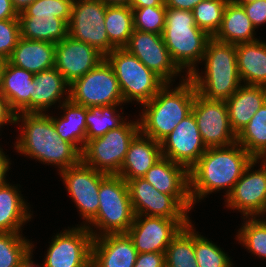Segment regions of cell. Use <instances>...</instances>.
<instances>
[{
	"label": "cell",
	"instance_id": "11",
	"mask_svg": "<svg viewBox=\"0 0 266 267\" xmlns=\"http://www.w3.org/2000/svg\"><path fill=\"white\" fill-rule=\"evenodd\" d=\"M106 7L100 0H74L68 23L71 38L89 44L104 56L115 49L104 23Z\"/></svg>",
	"mask_w": 266,
	"mask_h": 267
},
{
	"label": "cell",
	"instance_id": "53",
	"mask_svg": "<svg viewBox=\"0 0 266 267\" xmlns=\"http://www.w3.org/2000/svg\"><path fill=\"white\" fill-rule=\"evenodd\" d=\"M7 60L0 57V89H1V83H2V75H3V70L6 65Z\"/></svg>",
	"mask_w": 266,
	"mask_h": 267
},
{
	"label": "cell",
	"instance_id": "13",
	"mask_svg": "<svg viewBox=\"0 0 266 267\" xmlns=\"http://www.w3.org/2000/svg\"><path fill=\"white\" fill-rule=\"evenodd\" d=\"M145 217L135 215L127 232L138 253H165L172 239L191 222L189 219Z\"/></svg>",
	"mask_w": 266,
	"mask_h": 267
},
{
	"label": "cell",
	"instance_id": "12",
	"mask_svg": "<svg viewBox=\"0 0 266 267\" xmlns=\"http://www.w3.org/2000/svg\"><path fill=\"white\" fill-rule=\"evenodd\" d=\"M191 112L207 149L230 146L236 142L225 101L208 100L196 93Z\"/></svg>",
	"mask_w": 266,
	"mask_h": 267
},
{
	"label": "cell",
	"instance_id": "16",
	"mask_svg": "<svg viewBox=\"0 0 266 267\" xmlns=\"http://www.w3.org/2000/svg\"><path fill=\"white\" fill-rule=\"evenodd\" d=\"M124 48L167 84L181 71L172 60L162 35L134 29Z\"/></svg>",
	"mask_w": 266,
	"mask_h": 267
},
{
	"label": "cell",
	"instance_id": "15",
	"mask_svg": "<svg viewBox=\"0 0 266 267\" xmlns=\"http://www.w3.org/2000/svg\"><path fill=\"white\" fill-rule=\"evenodd\" d=\"M59 172L82 217L89 222L98 212L100 183L108 175L82 161Z\"/></svg>",
	"mask_w": 266,
	"mask_h": 267
},
{
	"label": "cell",
	"instance_id": "17",
	"mask_svg": "<svg viewBox=\"0 0 266 267\" xmlns=\"http://www.w3.org/2000/svg\"><path fill=\"white\" fill-rule=\"evenodd\" d=\"M162 156L189 170L205 153L196 119L191 112L160 142Z\"/></svg>",
	"mask_w": 266,
	"mask_h": 267
},
{
	"label": "cell",
	"instance_id": "34",
	"mask_svg": "<svg viewBox=\"0 0 266 267\" xmlns=\"http://www.w3.org/2000/svg\"><path fill=\"white\" fill-rule=\"evenodd\" d=\"M236 142L254 159L259 160V157L266 151V103L236 135Z\"/></svg>",
	"mask_w": 266,
	"mask_h": 267
},
{
	"label": "cell",
	"instance_id": "35",
	"mask_svg": "<svg viewBox=\"0 0 266 267\" xmlns=\"http://www.w3.org/2000/svg\"><path fill=\"white\" fill-rule=\"evenodd\" d=\"M116 106L118 105L87 107L86 141L101 137L109 130L118 128L125 122L122 120L123 117L115 114L117 112Z\"/></svg>",
	"mask_w": 266,
	"mask_h": 267
},
{
	"label": "cell",
	"instance_id": "18",
	"mask_svg": "<svg viewBox=\"0 0 266 267\" xmlns=\"http://www.w3.org/2000/svg\"><path fill=\"white\" fill-rule=\"evenodd\" d=\"M257 161L258 159H254L246 167L226 196L227 207L243 212L245 219L266 213V166L262 164L260 170L249 172Z\"/></svg>",
	"mask_w": 266,
	"mask_h": 267
},
{
	"label": "cell",
	"instance_id": "14",
	"mask_svg": "<svg viewBox=\"0 0 266 267\" xmlns=\"http://www.w3.org/2000/svg\"><path fill=\"white\" fill-rule=\"evenodd\" d=\"M55 235L44 267H91L93 236L84 225Z\"/></svg>",
	"mask_w": 266,
	"mask_h": 267
},
{
	"label": "cell",
	"instance_id": "42",
	"mask_svg": "<svg viewBox=\"0 0 266 267\" xmlns=\"http://www.w3.org/2000/svg\"><path fill=\"white\" fill-rule=\"evenodd\" d=\"M20 37L18 19L0 20V57L8 60Z\"/></svg>",
	"mask_w": 266,
	"mask_h": 267
},
{
	"label": "cell",
	"instance_id": "47",
	"mask_svg": "<svg viewBox=\"0 0 266 267\" xmlns=\"http://www.w3.org/2000/svg\"><path fill=\"white\" fill-rule=\"evenodd\" d=\"M18 15L11 0H0V20L18 19Z\"/></svg>",
	"mask_w": 266,
	"mask_h": 267
},
{
	"label": "cell",
	"instance_id": "55",
	"mask_svg": "<svg viewBox=\"0 0 266 267\" xmlns=\"http://www.w3.org/2000/svg\"><path fill=\"white\" fill-rule=\"evenodd\" d=\"M263 158V163L266 166V151L259 157V159ZM265 158V159H264Z\"/></svg>",
	"mask_w": 266,
	"mask_h": 267
},
{
	"label": "cell",
	"instance_id": "29",
	"mask_svg": "<svg viewBox=\"0 0 266 267\" xmlns=\"http://www.w3.org/2000/svg\"><path fill=\"white\" fill-rule=\"evenodd\" d=\"M20 36L28 40L58 43L68 35V24L52 14L18 16Z\"/></svg>",
	"mask_w": 266,
	"mask_h": 267
},
{
	"label": "cell",
	"instance_id": "45",
	"mask_svg": "<svg viewBox=\"0 0 266 267\" xmlns=\"http://www.w3.org/2000/svg\"><path fill=\"white\" fill-rule=\"evenodd\" d=\"M16 113L10 108L8 100L0 93V127L7 123L15 122Z\"/></svg>",
	"mask_w": 266,
	"mask_h": 267
},
{
	"label": "cell",
	"instance_id": "1",
	"mask_svg": "<svg viewBox=\"0 0 266 267\" xmlns=\"http://www.w3.org/2000/svg\"><path fill=\"white\" fill-rule=\"evenodd\" d=\"M253 160L237 142L230 146L207 149L188 170L192 205L196 203V199H202L213 191H219L218 189L226 188L227 196Z\"/></svg>",
	"mask_w": 266,
	"mask_h": 267
},
{
	"label": "cell",
	"instance_id": "36",
	"mask_svg": "<svg viewBox=\"0 0 266 267\" xmlns=\"http://www.w3.org/2000/svg\"><path fill=\"white\" fill-rule=\"evenodd\" d=\"M20 232H0V267H19L32 251Z\"/></svg>",
	"mask_w": 266,
	"mask_h": 267
},
{
	"label": "cell",
	"instance_id": "5",
	"mask_svg": "<svg viewBox=\"0 0 266 267\" xmlns=\"http://www.w3.org/2000/svg\"><path fill=\"white\" fill-rule=\"evenodd\" d=\"M163 41L177 67L188 68V77L203 60L206 45L211 38L195 24L192 11L166 7Z\"/></svg>",
	"mask_w": 266,
	"mask_h": 267
},
{
	"label": "cell",
	"instance_id": "44",
	"mask_svg": "<svg viewBox=\"0 0 266 267\" xmlns=\"http://www.w3.org/2000/svg\"><path fill=\"white\" fill-rule=\"evenodd\" d=\"M165 253H138L134 267H164Z\"/></svg>",
	"mask_w": 266,
	"mask_h": 267
},
{
	"label": "cell",
	"instance_id": "22",
	"mask_svg": "<svg viewBox=\"0 0 266 267\" xmlns=\"http://www.w3.org/2000/svg\"><path fill=\"white\" fill-rule=\"evenodd\" d=\"M35 91L34 74L8 61L3 70L0 93L16 113H30V96Z\"/></svg>",
	"mask_w": 266,
	"mask_h": 267
},
{
	"label": "cell",
	"instance_id": "3",
	"mask_svg": "<svg viewBox=\"0 0 266 267\" xmlns=\"http://www.w3.org/2000/svg\"><path fill=\"white\" fill-rule=\"evenodd\" d=\"M167 85L170 84L166 83L150 101L142 104L146 109L139 122L140 132L158 142L191 113L197 93L188 76L173 91Z\"/></svg>",
	"mask_w": 266,
	"mask_h": 267
},
{
	"label": "cell",
	"instance_id": "27",
	"mask_svg": "<svg viewBox=\"0 0 266 267\" xmlns=\"http://www.w3.org/2000/svg\"><path fill=\"white\" fill-rule=\"evenodd\" d=\"M35 91L30 96V113H42L56 103L70 84L53 67L34 74Z\"/></svg>",
	"mask_w": 266,
	"mask_h": 267
},
{
	"label": "cell",
	"instance_id": "49",
	"mask_svg": "<svg viewBox=\"0 0 266 267\" xmlns=\"http://www.w3.org/2000/svg\"><path fill=\"white\" fill-rule=\"evenodd\" d=\"M9 159L6 158L4 152H0V186L5 185L6 182V173L9 169Z\"/></svg>",
	"mask_w": 266,
	"mask_h": 267
},
{
	"label": "cell",
	"instance_id": "39",
	"mask_svg": "<svg viewBox=\"0 0 266 267\" xmlns=\"http://www.w3.org/2000/svg\"><path fill=\"white\" fill-rule=\"evenodd\" d=\"M194 251L198 267H231L230 258L221 248L195 233Z\"/></svg>",
	"mask_w": 266,
	"mask_h": 267
},
{
	"label": "cell",
	"instance_id": "25",
	"mask_svg": "<svg viewBox=\"0 0 266 267\" xmlns=\"http://www.w3.org/2000/svg\"><path fill=\"white\" fill-rule=\"evenodd\" d=\"M143 178L161 193L189 195L188 170L168 158L161 157Z\"/></svg>",
	"mask_w": 266,
	"mask_h": 267
},
{
	"label": "cell",
	"instance_id": "6",
	"mask_svg": "<svg viewBox=\"0 0 266 267\" xmlns=\"http://www.w3.org/2000/svg\"><path fill=\"white\" fill-rule=\"evenodd\" d=\"M118 80L124 103L150 101L166 84L125 48H115L105 56Z\"/></svg>",
	"mask_w": 266,
	"mask_h": 267
},
{
	"label": "cell",
	"instance_id": "23",
	"mask_svg": "<svg viewBox=\"0 0 266 267\" xmlns=\"http://www.w3.org/2000/svg\"><path fill=\"white\" fill-rule=\"evenodd\" d=\"M229 122L237 135L266 103V87L243 85L225 100Z\"/></svg>",
	"mask_w": 266,
	"mask_h": 267
},
{
	"label": "cell",
	"instance_id": "21",
	"mask_svg": "<svg viewBox=\"0 0 266 267\" xmlns=\"http://www.w3.org/2000/svg\"><path fill=\"white\" fill-rule=\"evenodd\" d=\"M161 157L163 156L160 142L140 132L130 142L118 176L122 177L126 182L134 178L143 177Z\"/></svg>",
	"mask_w": 266,
	"mask_h": 267
},
{
	"label": "cell",
	"instance_id": "40",
	"mask_svg": "<svg viewBox=\"0 0 266 267\" xmlns=\"http://www.w3.org/2000/svg\"><path fill=\"white\" fill-rule=\"evenodd\" d=\"M133 10L134 29L162 35L166 21V6L131 8Z\"/></svg>",
	"mask_w": 266,
	"mask_h": 267
},
{
	"label": "cell",
	"instance_id": "19",
	"mask_svg": "<svg viewBox=\"0 0 266 267\" xmlns=\"http://www.w3.org/2000/svg\"><path fill=\"white\" fill-rule=\"evenodd\" d=\"M104 59L105 56L94 47L67 35L56 43L54 67L71 84Z\"/></svg>",
	"mask_w": 266,
	"mask_h": 267
},
{
	"label": "cell",
	"instance_id": "31",
	"mask_svg": "<svg viewBox=\"0 0 266 267\" xmlns=\"http://www.w3.org/2000/svg\"><path fill=\"white\" fill-rule=\"evenodd\" d=\"M20 195L16 186H0V232H20L23 223L31 218Z\"/></svg>",
	"mask_w": 266,
	"mask_h": 267
},
{
	"label": "cell",
	"instance_id": "52",
	"mask_svg": "<svg viewBox=\"0 0 266 267\" xmlns=\"http://www.w3.org/2000/svg\"><path fill=\"white\" fill-rule=\"evenodd\" d=\"M32 253L28 255V257L21 263L19 267H35V264H33V261L31 260L32 258ZM37 267V266H36ZM39 267V265H38ZM44 267V266H43Z\"/></svg>",
	"mask_w": 266,
	"mask_h": 267
},
{
	"label": "cell",
	"instance_id": "30",
	"mask_svg": "<svg viewBox=\"0 0 266 267\" xmlns=\"http://www.w3.org/2000/svg\"><path fill=\"white\" fill-rule=\"evenodd\" d=\"M65 114L61 119L52 118L54 127L59 133V137L72 143L80 152H82L86 143V114L87 107L75 104L69 100V90L62 106ZM65 108V109H64ZM81 144L80 147L78 144Z\"/></svg>",
	"mask_w": 266,
	"mask_h": 267
},
{
	"label": "cell",
	"instance_id": "2",
	"mask_svg": "<svg viewBox=\"0 0 266 267\" xmlns=\"http://www.w3.org/2000/svg\"><path fill=\"white\" fill-rule=\"evenodd\" d=\"M21 114L15 117L17 123L22 118L24 125L21 138L15 145L19 153L57 165L60 171L81 161V152L72 143L59 137L50 116L44 112Z\"/></svg>",
	"mask_w": 266,
	"mask_h": 267
},
{
	"label": "cell",
	"instance_id": "33",
	"mask_svg": "<svg viewBox=\"0 0 266 267\" xmlns=\"http://www.w3.org/2000/svg\"><path fill=\"white\" fill-rule=\"evenodd\" d=\"M191 222L172 239L165 251L166 267H198L194 251V231Z\"/></svg>",
	"mask_w": 266,
	"mask_h": 267
},
{
	"label": "cell",
	"instance_id": "41",
	"mask_svg": "<svg viewBox=\"0 0 266 267\" xmlns=\"http://www.w3.org/2000/svg\"><path fill=\"white\" fill-rule=\"evenodd\" d=\"M74 0H35L18 16H35V14H52L69 23Z\"/></svg>",
	"mask_w": 266,
	"mask_h": 267
},
{
	"label": "cell",
	"instance_id": "50",
	"mask_svg": "<svg viewBox=\"0 0 266 267\" xmlns=\"http://www.w3.org/2000/svg\"><path fill=\"white\" fill-rule=\"evenodd\" d=\"M34 1L35 0H11L13 7L18 14L31 5Z\"/></svg>",
	"mask_w": 266,
	"mask_h": 267
},
{
	"label": "cell",
	"instance_id": "54",
	"mask_svg": "<svg viewBox=\"0 0 266 267\" xmlns=\"http://www.w3.org/2000/svg\"><path fill=\"white\" fill-rule=\"evenodd\" d=\"M230 1L233 3L241 5V4H247V3H250L253 1H257V0H230Z\"/></svg>",
	"mask_w": 266,
	"mask_h": 267
},
{
	"label": "cell",
	"instance_id": "32",
	"mask_svg": "<svg viewBox=\"0 0 266 267\" xmlns=\"http://www.w3.org/2000/svg\"><path fill=\"white\" fill-rule=\"evenodd\" d=\"M104 23L110 43L115 48H124L134 30L131 7L107 6Z\"/></svg>",
	"mask_w": 266,
	"mask_h": 267
},
{
	"label": "cell",
	"instance_id": "37",
	"mask_svg": "<svg viewBox=\"0 0 266 267\" xmlns=\"http://www.w3.org/2000/svg\"><path fill=\"white\" fill-rule=\"evenodd\" d=\"M229 0H202L192 10L195 24L214 37L221 27L224 9Z\"/></svg>",
	"mask_w": 266,
	"mask_h": 267
},
{
	"label": "cell",
	"instance_id": "24",
	"mask_svg": "<svg viewBox=\"0 0 266 267\" xmlns=\"http://www.w3.org/2000/svg\"><path fill=\"white\" fill-rule=\"evenodd\" d=\"M56 44L20 37L8 62L33 74L50 69L55 64Z\"/></svg>",
	"mask_w": 266,
	"mask_h": 267
},
{
	"label": "cell",
	"instance_id": "20",
	"mask_svg": "<svg viewBox=\"0 0 266 267\" xmlns=\"http://www.w3.org/2000/svg\"><path fill=\"white\" fill-rule=\"evenodd\" d=\"M85 226L93 236L91 267H134L138 252L127 233L99 236Z\"/></svg>",
	"mask_w": 266,
	"mask_h": 267
},
{
	"label": "cell",
	"instance_id": "46",
	"mask_svg": "<svg viewBox=\"0 0 266 267\" xmlns=\"http://www.w3.org/2000/svg\"><path fill=\"white\" fill-rule=\"evenodd\" d=\"M202 0H164L166 7L192 11L193 8Z\"/></svg>",
	"mask_w": 266,
	"mask_h": 267
},
{
	"label": "cell",
	"instance_id": "9",
	"mask_svg": "<svg viewBox=\"0 0 266 267\" xmlns=\"http://www.w3.org/2000/svg\"><path fill=\"white\" fill-rule=\"evenodd\" d=\"M69 100L84 107L120 105L124 102L118 80L106 59L70 84Z\"/></svg>",
	"mask_w": 266,
	"mask_h": 267
},
{
	"label": "cell",
	"instance_id": "7",
	"mask_svg": "<svg viewBox=\"0 0 266 267\" xmlns=\"http://www.w3.org/2000/svg\"><path fill=\"white\" fill-rule=\"evenodd\" d=\"M99 209L89 221L105 234L127 233L135 217L127 182L118 175H108L99 188Z\"/></svg>",
	"mask_w": 266,
	"mask_h": 267
},
{
	"label": "cell",
	"instance_id": "10",
	"mask_svg": "<svg viewBox=\"0 0 266 267\" xmlns=\"http://www.w3.org/2000/svg\"><path fill=\"white\" fill-rule=\"evenodd\" d=\"M127 185L135 215L189 219L187 212L193 207L189 195L161 193L143 177L128 180Z\"/></svg>",
	"mask_w": 266,
	"mask_h": 267
},
{
	"label": "cell",
	"instance_id": "4",
	"mask_svg": "<svg viewBox=\"0 0 266 267\" xmlns=\"http://www.w3.org/2000/svg\"><path fill=\"white\" fill-rule=\"evenodd\" d=\"M205 76L195 70L189 78L196 92L208 100H227L241 86L237 69L236 46L211 37L206 45L203 60Z\"/></svg>",
	"mask_w": 266,
	"mask_h": 267
},
{
	"label": "cell",
	"instance_id": "48",
	"mask_svg": "<svg viewBox=\"0 0 266 267\" xmlns=\"http://www.w3.org/2000/svg\"><path fill=\"white\" fill-rule=\"evenodd\" d=\"M164 3V0H130L129 6L131 8H143L147 6L156 7Z\"/></svg>",
	"mask_w": 266,
	"mask_h": 267
},
{
	"label": "cell",
	"instance_id": "28",
	"mask_svg": "<svg viewBox=\"0 0 266 267\" xmlns=\"http://www.w3.org/2000/svg\"><path fill=\"white\" fill-rule=\"evenodd\" d=\"M255 27L242 7V5L228 1L222 24L214 38L218 41L229 44H241L257 41L254 38Z\"/></svg>",
	"mask_w": 266,
	"mask_h": 267
},
{
	"label": "cell",
	"instance_id": "43",
	"mask_svg": "<svg viewBox=\"0 0 266 267\" xmlns=\"http://www.w3.org/2000/svg\"><path fill=\"white\" fill-rule=\"evenodd\" d=\"M241 5L255 28L266 23V0H257Z\"/></svg>",
	"mask_w": 266,
	"mask_h": 267
},
{
	"label": "cell",
	"instance_id": "51",
	"mask_svg": "<svg viewBox=\"0 0 266 267\" xmlns=\"http://www.w3.org/2000/svg\"><path fill=\"white\" fill-rule=\"evenodd\" d=\"M107 6H129L130 0H100Z\"/></svg>",
	"mask_w": 266,
	"mask_h": 267
},
{
	"label": "cell",
	"instance_id": "8",
	"mask_svg": "<svg viewBox=\"0 0 266 267\" xmlns=\"http://www.w3.org/2000/svg\"><path fill=\"white\" fill-rule=\"evenodd\" d=\"M138 133V121L124 122L101 137L87 140L81 152V161L107 175H118L129 144Z\"/></svg>",
	"mask_w": 266,
	"mask_h": 267
},
{
	"label": "cell",
	"instance_id": "38",
	"mask_svg": "<svg viewBox=\"0 0 266 267\" xmlns=\"http://www.w3.org/2000/svg\"><path fill=\"white\" fill-rule=\"evenodd\" d=\"M237 235L240 242L250 252L266 258V220L250 217Z\"/></svg>",
	"mask_w": 266,
	"mask_h": 267
},
{
	"label": "cell",
	"instance_id": "26",
	"mask_svg": "<svg viewBox=\"0 0 266 267\" xmlns=\"http://www.w3.org/2000/svg\"><path fill=\"white\" fill-rule=\"evenodd\" d=\"M235 46L240 80H246V85L266 87V43L257 40Z\"/></svg>",
	"mask_w": 266,
	"mask_h": 267
}]
</instances>
